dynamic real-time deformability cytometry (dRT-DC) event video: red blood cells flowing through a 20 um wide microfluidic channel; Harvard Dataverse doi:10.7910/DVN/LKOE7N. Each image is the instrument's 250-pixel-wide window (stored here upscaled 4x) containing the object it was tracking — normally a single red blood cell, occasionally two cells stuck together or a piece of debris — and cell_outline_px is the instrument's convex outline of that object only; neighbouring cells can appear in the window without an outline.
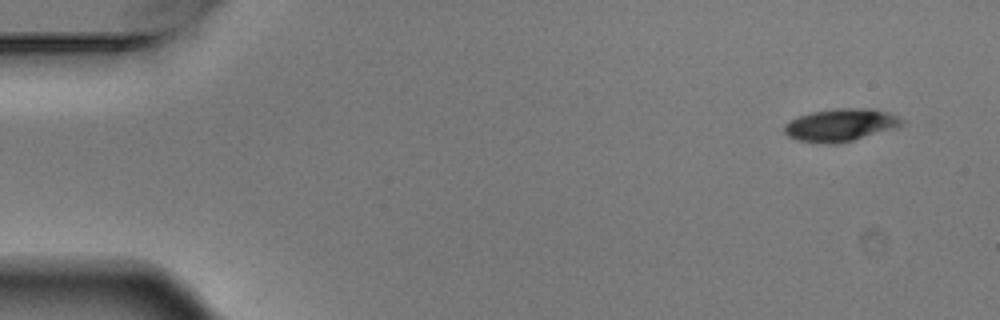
{"species": "Egyptian fruit bat (a non-hibernating species)", "species_latin": "Rousettus aegyptiacus", "temperature_condition": "warm", "stored_images_in_passage": 3, "camera_frame_rate_fps": 3000, "um_per_image_px": 0.085, "animal": {"sex": "male"}, "frame": {"image": 1, "passage_image": 1, "time_ms": 0.0, "image_size_px": [1000, 320], "cell_outline_px": [[904, 124], [896, 128], [852, 140], [836, 144], [824, 144], [800, 140], [788, 136], [784, 132], [784, 124], [800, 116], [812, 112], [836, 108], [872, 108], [888, 112], [900, 116], [904, 120]], "centroid_in_image_um": [71.5, 10.62], "position_along_channel_um": 13.5, "area_um2": 22.31}}